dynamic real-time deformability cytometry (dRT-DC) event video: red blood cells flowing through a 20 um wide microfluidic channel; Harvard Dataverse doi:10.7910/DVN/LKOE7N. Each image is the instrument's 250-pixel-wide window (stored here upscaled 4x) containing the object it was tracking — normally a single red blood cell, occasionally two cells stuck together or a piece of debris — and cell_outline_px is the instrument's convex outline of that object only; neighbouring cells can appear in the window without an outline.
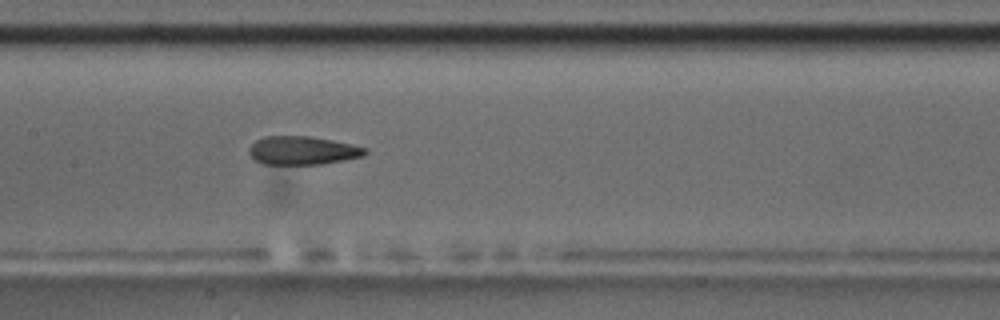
{"species": "common noctule bat (a hibernating species)", "species_latin": "Nyctalus noctula", "temperature_condition": "room temperature", "stored_images_in_passage": 34, "camera_frame_rate_fps": 3000, "um_per_image_px": 0.085, "animal": {"sex": "male", "body_mass_g": 17.5, "forearm_length_mm": 52.3}, "frame": {"image": 1, "passage_image": 10, "time_ms": 3.0, "image_size_px": [1000, 320], "cell_outline_px": [[368, 152], [364, 156], [324, 164], [264, 164], [256, 160], [248, 152], [248, 148], [256, 140], [264, 136], [308, 136], [332, 140], [352, 144], [364, 148]], "centroid_in_image_um": [25.71, 12.79], "position_along_channel_um": 181.7, "area_um2": 19.19}}